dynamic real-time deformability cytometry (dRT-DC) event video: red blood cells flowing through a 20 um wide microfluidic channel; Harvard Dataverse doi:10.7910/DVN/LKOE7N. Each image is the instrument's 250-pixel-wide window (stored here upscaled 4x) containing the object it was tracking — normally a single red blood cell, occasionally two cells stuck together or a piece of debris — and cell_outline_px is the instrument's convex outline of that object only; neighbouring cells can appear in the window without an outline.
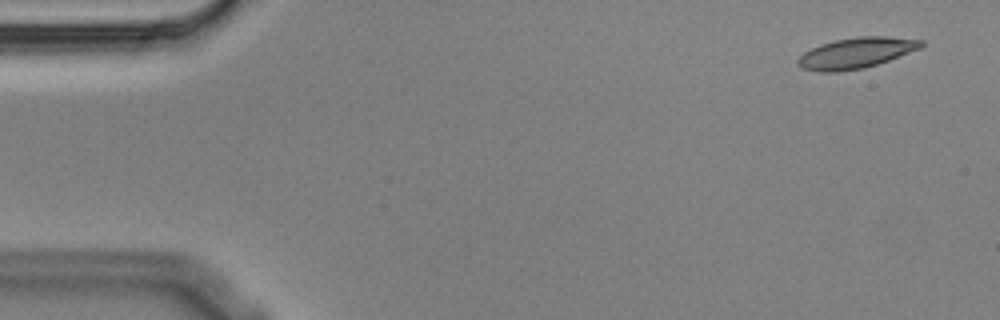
{"species": "Egyptian fruit bat (a non-hibernating species)", "species_latin": "Rousettus aegyptiacus", "temperature_condition": "cold", "stored_images_in_passage": 3, "camera_frame_rate_fps": 3000, "um_per_image_px": 0.085, "animal": {"sex": "male"}, "frame": {"image": 1, "passage_image": 1, "time_ms": 0.0, "image_size_px": [1000, 320], "cell_outline_px": [[924, 44], [920, 48], [888, 60], [864, 68], [836, 72], [820, 72], [804, 68], [796, 64], [796, 60], [804, 52], [820, 44], [836, 40], [856, 36], [888, 36], [924, 40]], "centroid_in_image_um": [72.76, 4.49], "position_along_channel_um": 12.2, "area_um2": 21.96}}